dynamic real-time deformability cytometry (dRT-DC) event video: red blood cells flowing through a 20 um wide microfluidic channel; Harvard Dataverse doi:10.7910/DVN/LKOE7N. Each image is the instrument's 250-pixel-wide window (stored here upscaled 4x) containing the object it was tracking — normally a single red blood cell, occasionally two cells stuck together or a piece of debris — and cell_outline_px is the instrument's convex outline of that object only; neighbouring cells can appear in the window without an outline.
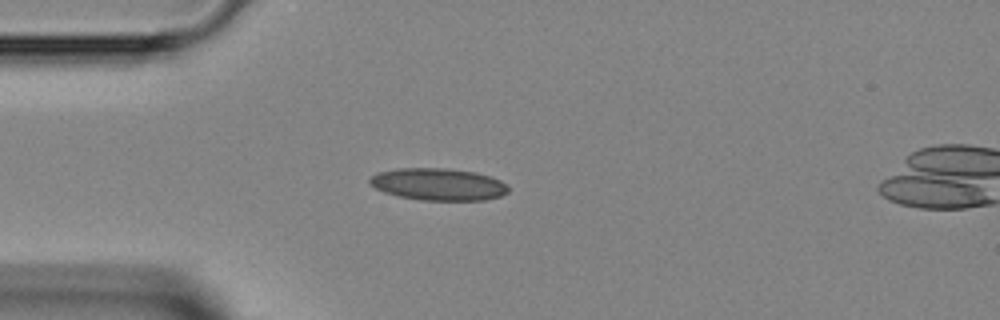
{"species": "Egyptian fruit bat (a non-hibernating species)", "species_latin": "Rousettus aegyptiacus", "temperature_condition": "room temperature", "stored_images_in_passage": 41, "camera_frame_rate_fps": 3000, "um_per_image_px": 0.085, "animal": {"sex": "female"}, "frame": {"image": 1, "passage_image": 8, "time_ms": 2.333, "image_size_px": [1000, 320], "cell_outline_px": [[508, 192], [500, 196], [484, 200], [420, 200], [400, 196], [384, 192], [368, 184], [368, 180], [372, 176], [380, 172], [396, 168], [448, 168], [476, 172], [492, 176], [500, 180], [508, 188]], "centroid_in_image_um": [37.25, 15.66], "position_along_channel_um": 47.7, "area_um2": 25.95}}
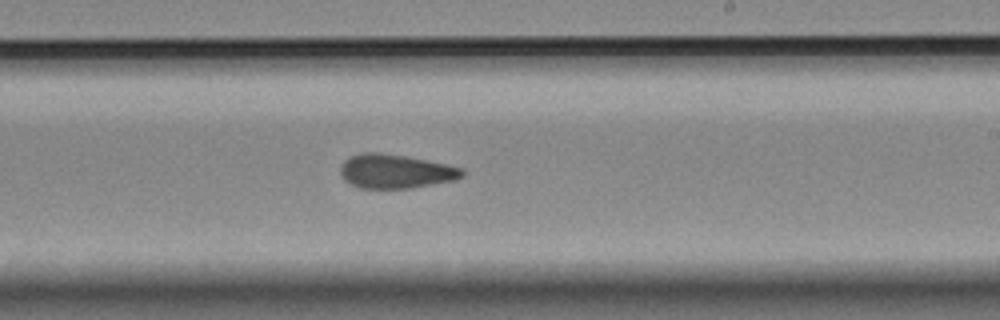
{"frame": {"image": 2, "passage_image": 23, "time_ms": 7.333, "image_size_px": [1000, 320], "cell_outline_px": [[464, 176], [456, 180], [412, 188], [360, 188], [344, 180], [340, 172], [340, 164], [348, 156], [364, 152], [380, 152], [404, 156], [444, 164], [460, 168], [464, 172]], "centroid_in_image_um": [33.57, 14.56], "position_along_channel_um": 255.4, "area_um2": 24.1}}
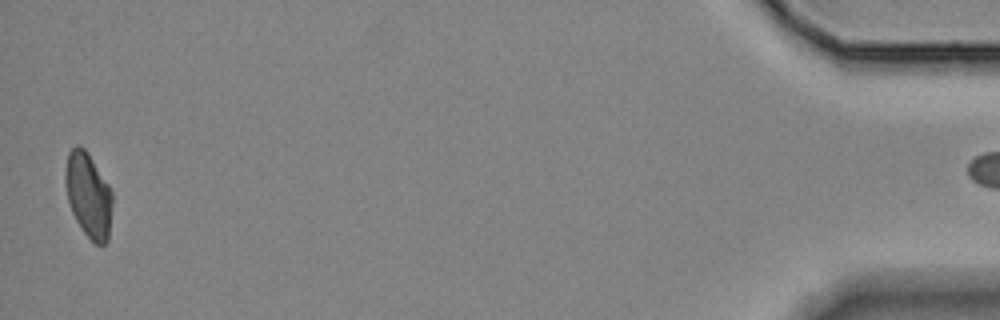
{"frame": {"image": 3, "passage_image": 41, "time_ms": 13.333, "image_size_px": [1000, 320], "cell_outline_px": [[112, 204], [108, 240], [104, 244], [96, 244], [84, 232], [76, 220], [72, 212], [68, 200], [64, 184], [64, 172], [68, 152], [76, 144], [80, 144], [84, 148], [108, 184], [112, 192]], "centroid_in_image_um": [7.49, 16.56], "position_along_channel_um": 427.7, "area_um2": 23.12}}